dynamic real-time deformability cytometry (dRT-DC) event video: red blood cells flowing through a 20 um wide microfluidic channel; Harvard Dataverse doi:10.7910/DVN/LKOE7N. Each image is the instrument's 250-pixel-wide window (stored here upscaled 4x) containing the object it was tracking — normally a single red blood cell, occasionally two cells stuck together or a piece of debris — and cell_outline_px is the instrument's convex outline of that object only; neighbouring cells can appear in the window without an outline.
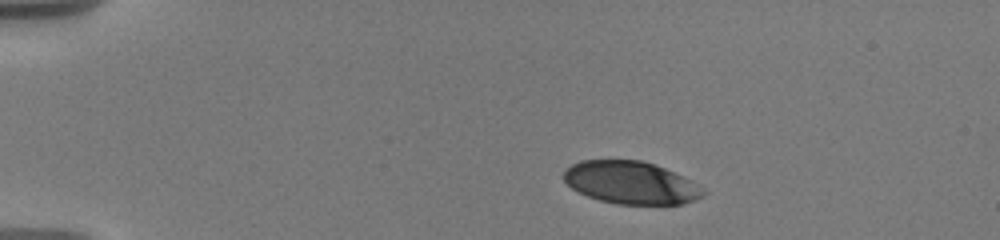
{"species": "human", "species_latin": "Homo sapiens", "temperature_condition": "warm", "stored_images_in_passage": 19, "camera_frame_rate_fps": 3000, "um_per_image_px": 0.085, "donor": {"sex": "male"}, "frame": {"image": 1, "passage_image": 4, "time_ms": 1.667, "image_size_px": [1000, 240], "cell_outline_px": [[708, 192], [704, 196], [684, 204], [616, 204], [600, 200], [588, 196], [572, 188], [564, 180], [564, 172], [572, 164], [580, 160], [640, 160], [656, 164], [684, 176]], "centroid_in_image_um": [53.66, 15.52], "position_along_channel_um": 31.3, "area_um2": 34.62}}
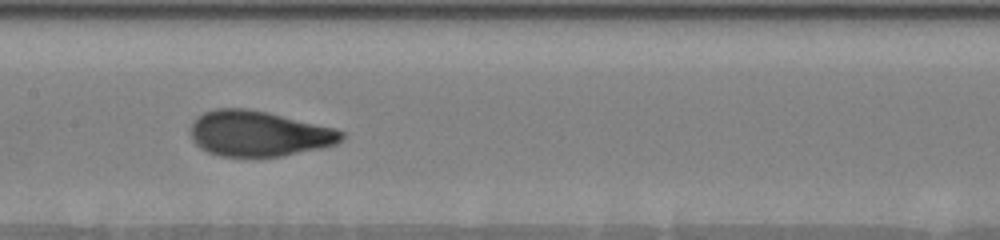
{"frame": {"image": 2, "passage_image": 11, "time_ms": 8.0, "image_size_px": [1000, 240], "cell_outline_px": [[344, 140], [336, 144], [320, 148], [280, 156], [220, 156], [208, 152], [200, 148], [192, 140], [192, 120], [196, 116], [204, 112], [216, 108], [248, 108], [268, 112], [336, 128], [344, 132]], "centroid_in_image_um": [22.0, 11.34], "position_along_channel_um": 185.4, "area_um2": 40.11}}
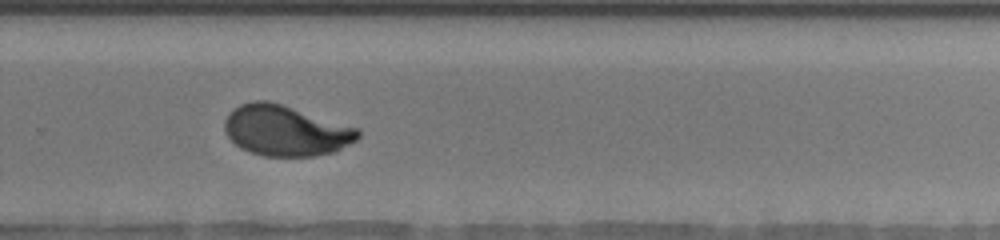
{"frame": {"image": 3, "passage_image": 17, "time_ms": 11.333, "image_size_px": [1000, 240], "cell_outline_px": [[360, 136], [356, 140], [336, 152], [312, 156], [264, 156], [248, 152], [240, 148], [224, 132], [224, 120], [240, 104], [252, 100], [268, 100], [360, 128]], "centroid_in_image_um": [24.3, 11.11], "position_along_channel_um": 305.5, "area_um2": 39.42}}